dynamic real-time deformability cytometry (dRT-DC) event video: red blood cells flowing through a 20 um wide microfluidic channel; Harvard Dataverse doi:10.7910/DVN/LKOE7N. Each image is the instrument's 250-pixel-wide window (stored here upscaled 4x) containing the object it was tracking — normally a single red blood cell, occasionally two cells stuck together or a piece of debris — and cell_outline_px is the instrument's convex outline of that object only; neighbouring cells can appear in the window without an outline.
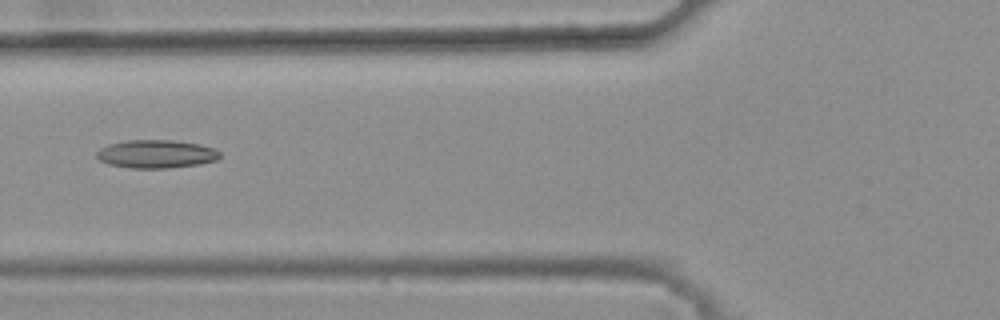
{"species": "common noctule bat (a hibernating species)", "species_latin": "Nyctalus noctula", "temperature_condition": "warm", "stored_images_in_passage": 6, "camera_frame_rate_fps": 3000, "um_per_image_px": 0.085, "animal": {"sex": "female", "body_mass_g": 25.1}, "frame": {"image": 1, "passage_image": 6, "time_ms": 1.667, "image_size_px": [1000, 320], "cell_outline_px": [[220, 156], [216, 160], [200, 164], [164, 168], [132, 168], [108, 164], [100, 160], [96, 156], [96, 152], [100, 148], [108, 144], [128, 140], [172, 140], [200, 144], [216, 148], [220, 152]], "centroid_in_image_um": [13.29, 13.08], "position_along_channel_um": 112.5, "area_um2": 20.29}}